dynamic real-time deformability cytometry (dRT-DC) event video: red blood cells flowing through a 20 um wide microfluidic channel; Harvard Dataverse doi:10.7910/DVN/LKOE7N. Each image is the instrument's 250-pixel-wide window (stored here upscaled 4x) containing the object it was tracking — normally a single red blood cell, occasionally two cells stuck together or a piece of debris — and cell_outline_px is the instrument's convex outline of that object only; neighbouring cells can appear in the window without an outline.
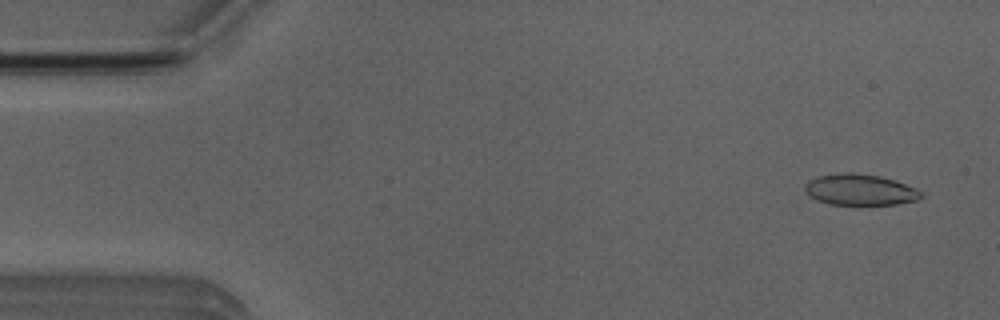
{"species": "Egyptian fruit bat (a non-hibernating species)", "species_latin": "Rousettus aegyptiacus", "temperature_condition": "room temperature", "stored_images_in_passage": 50, "camera_frame_rate_fps": 3000, "um_per_image_px": 0.085, "animal": {"sex": "male"}, "frame": {"image": 1, "passage_image": 3, "time_ms": 0.667, "image_size_px": [1000, 320], "cell_outline_px": [[924, 196], [920, 200], [896, 204], [828, 204], [816, 200], [804, 188], [804, 184], [808, 180], [820, 176], [848, 172], [852, 172], [880, 176], [916, 188]], "centroid_in_image_um": [73.11, 16.13], "position_along_channel_um": 11.9, "area_um2": 20.81}}
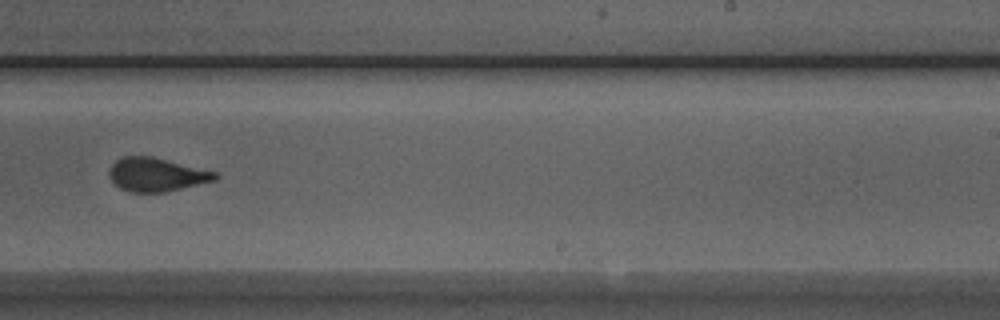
{"frame": {"image": 2, "passage_image": 32, "time_ms": 10.333, "image_size_px": [1000, 320], "cell_outline_px": [[220, 176], [216, 180], [164, 192], [128, 192], [120, 188], [108, 176], [108, 172], [112, 164], [116, 160], [124, 156], [152, 156], [216, 172]], "centroid_in_image_um": [13.28, 14.84], "position_along_channel_um": 275.7, "area_um2": 20.63}}
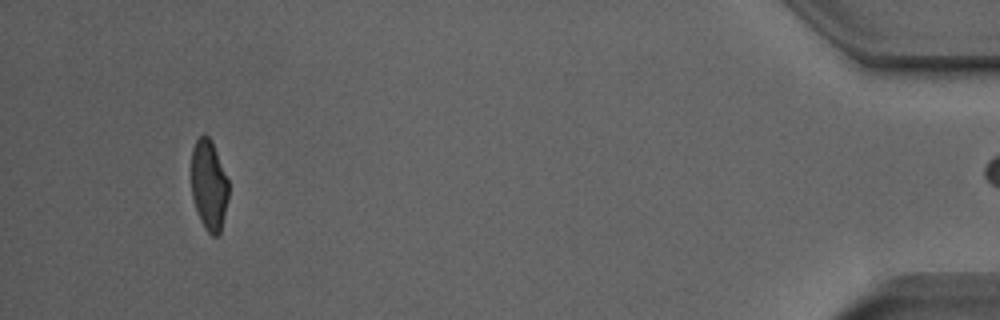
{"frame": {"image": 3, "passage_image": 49, "time_ms": 16.0, "image_size_px": [1000, 320], "cell_outline_px": [[228, 196], [220, 232], [216, 236], [212, 236], [204, 228], [200, 220], [192, 196], [192, 148], [196, 140], [204, 132], [212, 140], [228, 180]], "centroid_in_image_um": [17.75, 15.7], "position_along_channel_um": 417.4, "area_um2": 19.48}, "authors_computed_cell_mechanics": {"area_um2": 21.5016, "velocity_mm_per_s": 3.8947, "shape_relaxation_time_tau1_ms": 5.7283, "shape_relaxation_time_tau2_ms": 1.0223, "deformation_change_tau1": 0.1734, "deformation_change_tau2": 0.061}}